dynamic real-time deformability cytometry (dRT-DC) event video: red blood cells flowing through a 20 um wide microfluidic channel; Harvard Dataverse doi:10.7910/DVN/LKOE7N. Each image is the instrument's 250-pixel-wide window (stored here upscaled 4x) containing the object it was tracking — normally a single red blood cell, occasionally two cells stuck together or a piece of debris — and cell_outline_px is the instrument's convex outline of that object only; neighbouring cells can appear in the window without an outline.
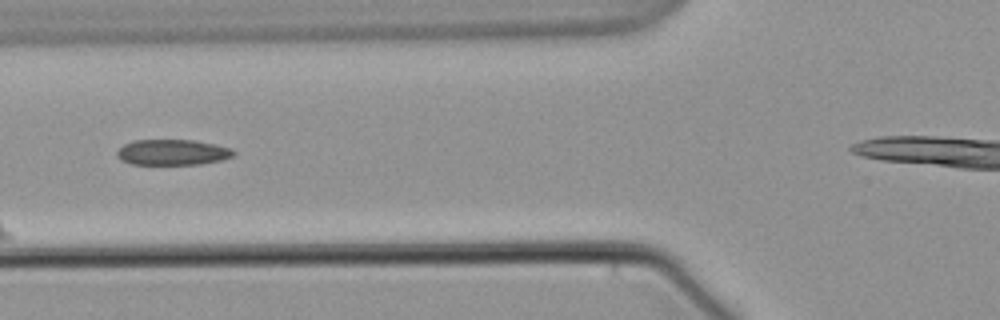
{"species": "common noctule bat (a hibernating species)", "species_latin": "Nyctalus noctula", "temperature_condition": "warm", "stored_images_in_passage": 11, "camera_frame_rate_fps": 3000, "um_per_image_px": 0.085, "animal": {"sex": "male", "body_mass_g": 21.5, "forearm_length_mm": 52.0}, "frame": {"image": 1, "passage_image": 7, "time_ms": 7.333, "image_size_px": [1000, 320], "cell_outline_px": [[236, 156], [224, 160], [200, 164], [132, 164], [120, 160], [116, 156], [116, 152], [124, 144], [132, 140], [192, 140], [232, 148], [236, 152]], "centroid_in_image_um": [14.68, 12.95], "position_along_channel_um": 111.1, "area_um2": 17.57}}